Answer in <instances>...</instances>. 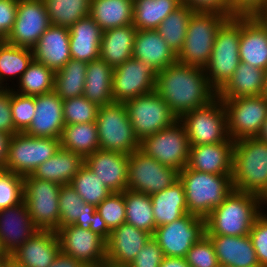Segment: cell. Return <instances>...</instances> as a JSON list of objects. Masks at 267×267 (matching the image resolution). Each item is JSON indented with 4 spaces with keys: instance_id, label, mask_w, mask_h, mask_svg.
I'll return each mask as SVG.
<instances>
[{
    "instance_id": "1",
    "label": "cell",
    "mask_w": 267,
    "mask_h": 267,
    "mask_svg": "<svg viewBox=\"0 0 267 267\" xmlns=\"http://www.w3.org/2000/svg\"><path fill=\"white\" fill-rule=\"evenodd\" d=\"M155 91L178 119L216 97L203 68L179 62L157 72Z\"/></svg>"
},
{
    "instance_id": "2",
    "label": "cell",
    "mask_w": 267,
    "mask_h": 267,
    "mask_svg": "<svg viewBox=\"0 0 267 267\" xmlns=\"http://www.w3.org/2000/svg\"><path fill=\"white\" fill-rule=\"evenodd\" d=\"M260 214L258 195L233 189L205 218V235L246 236Z\"/></svg>"
},
{
    "instance_id": "3",
    "label": "cell",
    "mask_w": 267,
    "mask_h": 267,
    "mask_svg": "<svg viewBox=\"0 0 267 267\" xmlns=\"http://www.w3.org/2000/svg\"><path fill=\"white\" fill-rule=\"evenodd\" d=\"M232 175H214L186 166L179 172L188 213L206 218L234 189Z\"/></svg>"
},
{
    "instance_id": "4",
    "label": "cell",
    "mask_w": 267,
    "mask_h": 267,
    "mask_svg": "<svg viewBox=\"0 0 267 267\" xmlns=\"http://www.w3.org/2000/svg\"><path fill=\"white\" fill-rule=\"evenodd\" d=\"M231 178L235 190L260 196L267 188V142L257 137L235 141Z\"/></svg>"
},
{
    "instance_id": "5",
    "label": "cell",
    "mask_w": 267,
    "mask_h": 267,
    "mask_svg": "<svg viewBox=\"0 0 267 267\" xmlns=\"http://www.w3.org/2000/svg\"><path fill=\"white\" fill-rule=\"evenodd\" d=\"M241 17L228 18L219 28L210 61L204 68L210 87L217 93L239 66Z\"/></svg>"
},
{
    "instance_id": "6",
    "label": "cell",
    "mask_w": 267,
    "mask_h": 267,
    "mask_svg": "<svg viewBox=\"0 0 267 267\" xmlns=\"http://www.w3.org/2000/svg\"><path fill=\"white\" fill-rule=\"evenodd\" d=\"M228 18L215 12H193L177 62L204 69L210 61L217 32Z\"/></svg>"
},
{
    "instance_id": "7",
    "label": "cell",
    "mask_w": 267,
    "mask_h": 267,
    "mask_svg": "<svg viewBox=\"0 0 267 267\" xmlns=\"http://www.w3.org/2000/svg\"><path fill=\"white\" fill-rule=\"evenodd\" d=\"M179 121L185 127L190 146L234 142L228 135L226 108L217 96L207 105L186 112Z\"/></svg>"
},
{
    "instance_id": "8",
    "label": "cell",
    "mask_w": 267,
    "mask_h": 267,
    "mask_svg": "<svg viewBox=\"0 0 267 267\" xmlns=\"http://www.w3.org/2000/svg\"><path fill=\"white\" fill-rule=\"evenodd\" d=\"M96 125L100 149L130 155L140 148L124 103L100 106Z\"/></svg>"
},
{
    "instance_id": "9",
    "label": "cell",
    "mask_w": 267,
    "mask_h": 267,
    "mask_svg": "<svg viewBox=\"0 0 267 267\" xmlns=\"http://www.w3.org/2000/svg\"><path fill=\"white\" fill-rule=\"evenodd\" d=\"M59 138L32 137L16 133L9 140L4 170L25 177L31 175L60 148Z\"/></svg>"
},
{
    "instance_id": "10",
    "label": "cell",
    "mask_w": 267,
    "mask_h": 267,
    "mask_svg": "<svg viewBox=\"0 0 267 267\" xmlns=\"http://www.w3.org/2000/svg\"><path fill=\"white\" fill-rule=\"evenodd\" d=\"M60 189L58 183L38 179L32 174L23 177V201L39 230L57 231L60 228Z\"/></svg>"
},
{
    "instance_id": "11",
    "label": "cell",
    "mask_w": 267,
    "mask_h": 267,
    "mask_svg": "<svg viewBox=\"0 0 267 267\" xmlns=\"http://www.w3.org/2000/svg\"><path fill=\"white\" fill-rule=\"evenodd\" d=\"M124 104L139 141L179 120L155 90L130 99Z\"/></svg>"
},
{
    "instance_id": "12",
    "label": "cell",
    "mask_w": 267,
    "mask_h": 267,
    "mask_svg": "<svg viewBox=\"0 0 267 267\" xmlns=\"http://www.w3.org/2000/svg\"><path fill=\"white\" fill-rule=\"evenodd\" d=\"M140 149L160 164L180 172L188 165L190 143L184 125L177 120L168 128L145 137Z\"/></svg>"
},
{
    "instance_id": "13",
    "label": "cell",
    "mask_w": 267,
    "mask_h": 267,
    "mask_svg": "<svg viewBox=\"0 0 267 267\" xmlns=\"http://www.w3.org/2000/svg\"><path fill=\"white\" fill-rule=\"evenodd\" d=\"M179 179V172L160 164L140 148L129 155L127 187L149 196L170 187Z\"/></svg>"
},
{
    "instance_id": "14",
    "label": "cell",
    "mask_w": 267,
    "mask_h": 267,
    "mask_svg": "<svg viewBox=\"0 0 267 267\" xmlns=\"http://www.w3.org/2000/svg\"><path fill=\"white\" fill-rule=\"evenodd\" d=\"M227 111L228 135L235 142L257 137L267 118V100L263 95L222 99Z\"/></svg>"
},
{
    "instance_id": "15",
    "label": "cell",
    "mask_w": 267,
    "mask_h": 267,
    "mask_svg": "<svg viewBox=\"0 0 267 267\" xmlns=\"http://www.w3.org/2000/svg\"><path fill=\"white\" fill-rule=\"evenodd\" d=\"M60 249L85 266L106 263V234L101 229L85 230L77 225H64L57 231Z\"/></svg>"
},
{
    "instance_id": "16",
    "label": "cell",
    "mask_w": 267,
    "mask_h": 267,
    "mask_svg": "<svg viewBox=\"0 0 267 267\" xmlns=\"http://www.w3.org/2000/svg\"><path fill=\"white\" fill-rule=\"evenodd\" d=\"M206 234L205 219L186 214L157 227L152 235L165 257L185 258L188 250Z\"/></svg>"
},
{
    "instance_id": "17",
    "label": "cell",
    "mask_w": 267,
    "mask_h": 267,
    "mask_svg": "<svg viewBox=\"0 0 267 267\" xmlns=\"http://www.w3.org/2000/svg\"><path fill=\"white\" fill-rule=\"evenodd\" d=\"M157 71L149 64L132 57L113 70L114 102L125 103L155 90Z\"/></svg>"
},
{
    "instance_id": "18",
    "label": "cell",
    "mask_w": 267,
    "mask_h": 267,
    "mask_svg": "<svg viewBox=\"0 0 267 267\" xmlns=\"http://www.w3.org/2000/svg\"><path fill=\"white\" fill-rule=\"evenodd\" d=\"M50 25L43 0H18L16 19L5 41L32 49Z\"/></svg>"
},
{
    "instance_id": "19",
    "label": "cell",
    "mask_w": 267,
    "mask_h": 267,
    "mask_svg": "<svg viewBox=\"0 0 267 267\" xmlns=\"http://www.w3.org/2000/svg\"><path fill=\"white\" fill-rule=\"evenodd\" d=\"M38 230L24 201L0 209V246L7 258Z\"/></svg>"
},
{
    "instance_id": "20",
    "label": "cell",
    "mask_w": 267,
    "mask_h": 267,
    "mask_svg": "<svg viewBox=\"0 0 267 267\" xmlns=\"http://www.w3.org/2000/svg\"><path fill=\"white\" fill-rule=\"evenodd\" d=\"M152 237L145 230L123 223L106 235V263L128 266Z\"/></svg>"
},
{
    "instance_id": "21",
    "label": "cell",
    "mask_w": 267,
    "mask_h": 267,
    "mask_svg": "<svg viewBox=\"0 0 267 267\" xmlns=\"http://www.w3.org/2000/svg\"><path fill=\"white\" fill-rule=\"evenodd\" d=\"M84 164L111 192H124L128 189V154L98 149L84 158Z\"/></svg>"
},
{
    "instance_id": "22",
    "label": "cell",
    "mask_w": 267,
    "mask_h": 267,
    "mask_svg": "<svg viewBox=\"0 0 267 267\" xmlns=\"http://www.w3.org/2000/svg\"><path fill=\"white\" fill-rule=\"evenodd\" d=\"M60 250L56 231L38 230L9 259L20 267H49Z\"/></svg>"
},
{
    "instance_id": "23",
    "label": "cell",
    "mask_w": 267,
    "mask_h": 267,
    "mask_svg": "<svg viewBox=\"0 0 267 267\" xmlns=\"http://www.w3.org/2000/svg\"><path fill=\"white\" fill-rule=\"evenodd\" d=\"M35 115L24 132L32 137L60 138L65 126L63 100L54 92L35 96Z\"/></svg>"
},
{
    "instance_id": "24",
    "label": "cell",
    "mask_w": 267,
    "mask_h": 267,
    "mask_svg": "<svg viewBox=\"0 0 267 267\" xmlns=\"http://www.w3.org/2000/svg\"><path fill=\"white\" fill-rule=\"evenodd\" d=\"M32 51L35 61L54 72L60 70L71 59L69 28L51 24Z\"/></svg>"
},
{
    "instance_id": "25",
    "label": "cell",
    "mask_w": 267,
    "mask_h": 267,
    "mask_svg": "<svg viewBox=\"0 0 267 267\" xmlns=\"http://www.w3.org/2000/svg\"><path fill=\"white\" fill-rule=\"evenodd\" d=\"M234 142L190 146L188 167L214 175H232Z\"/></svg>"
},
{
    "instance_id": "26",
    "label": "cell",
    "mask_w": 267,
    "mask_h": 267,
    "mask_svg": "<svg viewBox=\"0 0 267 267\" xmlns=\"http://www.w3.org/2000/svg\"><path fill=\"white\" fill-rule=\"evenodd\" d=\"M240 62L266 71L267 28L256 17H241Z\"/></svg>"
},
{
    "instance_id": "27",
    "label": "cell",
    "mask_w": 267,
    "mask_h": 267,
    "mask_svg": "<svg viewBox=\"0 0 267 267\" xmlns=\"http://www.w3.org/2000/svg\"><path fill=\"white\" fill-rule=\"evenodd\" d=\"M212 242L219 265L261 267L249 234L246 236L206 235Z\"/></svg>"
},
{
    "instance_id": "28",
    "label": "cell",
    "mask_w": 267,
    "mask_h": 267,
    "mask_svg": "<svg viewBox=\"0 0 267 267\" xmlns=\"http://www.w3.org/2000/svg\"><path fill=\"white\" fill-rule=\"evenodd\" d=\"M58 203L60 227L73 224L85 230L100 229L96 207L85 203L71 184L61 185Z\"/></svg>"
},
{
    "instance_id": "29",
    "label": "cell",
    "mask_w": 267,
    "mask_h": 267,
    "mask_svg": "<svg viewBox=\"0 0 267 267\" xmlns=\"http://www.w3.org/2000/svg\"><path fill=\"white\" fill-rule=\"evenodd\" d=\"M133 57L151 65L157 72L177 62V55L156 29L137 30Z\"/></svg>"
},
{
    "instance_id": "30",
    "label": "cell",
    "mask_w": 267,
    "mask_h": 267,
    "mask_svg": "<svg viewBox=\"0 0 267 267\" xmlns=\"http://www.w3.org/2000/svg\"><path fill=\"white\" fill-rule=\"evenodd\" d=\"M102 29L90 17L79 19L69 28L71 59L89 63L100 58Z\"/></svg>"
},
{
    "instance_id": "31",
    "label": "cell",
    "mask_w": 267,
    "mask_h": 267,
    "mask_svg": "<svg viewBox=\"0 0 267 267\" xmlns=\"http://www.w3.org/2000/svg\"><path fill=\"white\" fill-rule=\"evenodd\" d=\"M136 32L133 24L104 31L100 43V58L113 69L131 59Z\"/></svg>"
},
{
    "instance_id": "32",
    "label": "cell",
    "mask_w": 267,
    "mask_h": 267,
    "mask_svg": "<svg viewBox=\"0 0 267 267\" xmlns=\"http://www.w3.org/2000/svg\"><path fill=\"white\" fill-rule=\"evenodd\" d=\"M156 228L188 214L183 183L178 179L170 187L150 196Z\"/></svg>"
},
{
    "instance_id": "33",
    "label": "cell",
    "mask_w": 267,
    "mask_h": 267,
    "mask_svg": "<svg viewBox=\"0 0 267 267\" xmlns=\"http://www.w3.org/2000/svg\"><path fill=\"white\" fill-rule=\"evenodd\" d=\"M265 71L239 63L228 82L216 93L220 99L260 96L264 90Z\"/></svg>"
},
{
    "instance_id": "34",
    "label": "cell",
    "mask_w": 267,
    "mask_h": 267,
    "mask_svg": "<svg viewBox=\"0 0 267 267\" xmlns=\"http://www.w3.org/2000/svg\"><path fill=\"white\" fill-rule=\"evenodd\" d=\"M83 165V156L60 147L51 158L40 164L32 175L38 179L65 185L72 182Z\"/></svg>"
},
{
    "instance_id": "35",
    "label": "cell",
    "mask_w": 267,
    "mask_h": 267,
    "mask_svg": "<svg viewBox=\"0 0 267 267\" xmlns=\"http://www.w3.org/2000/svg\"><path fill=\"white\" fill-rule=\"evenodd\" d=\"M113 68L101 58L87 64L84 97L98 107L113 103Z\"/></svg>"
},
{
    "instance_id": "36",
    "label": "cell",
    "mask_w": 267,
    "mask_h": 267,
    "mask_svg": "<svg viewBox=\"0 0 267 267\" xmlns=\"http://www.w3.org/2000/svg\"><path fill=\"white\" fill-rule=\"evenodd\" d=\"M134 0H91L89 16L106 31L133 23Z\"/></svg>"
},
{
    "instance_id": "37",
    "label": "cell",
    "mask_w": 267,
    "mask_h": 267,
    "mask_svg": "<svg viewBox=\"0 0 267 267\" xmlns=\"http://www.w3.org/2000/svg\"><path fill=\"white\" fill-rule=\"evenodd\" d=\"M59 139L61 148L84 158L100 149L96 122L65 125Z\"/></svg>"
},
{
    "instance_id": "38",
    "label": "cell",
    "mask_w": 267,
    "mask_h": 267,
    "mask_svg": "<svg viewBox=\"0 0 267 267\" xmlns=\"http://www.w3.org/2000/svg\"><path fill=\"white\" fill-rule=\"evenodd\" d=\"M34 60L30 48L12 45L0 40V83L4 88H12L7 83L10 79L18 81ZM16 77V78H15ZM9 79V80H7ZM6 82V83H5Z\"/></svg>"
},
{
    "instance_id": "39",
    "label": "cell",
    "mask_w": 267,
    "mask_h": 267,
    "mask_svg": "<svg viewBox=\"0 0 267 267\" xmlns=\"http://www.w3.org/2000/svg\"><path fill=\"white\" fill-rule=\"evenodd\" d=\"M181 4V0H134L132 24L137 30H155Z\"/></svg>"
},
{
    "instance_id": "40",
    "label": "cell",
    "mask_w": 267,
    "mask_h": 267,
    "mask_svg": "<svg viewBox=\"0 0 267 267\" xmlns=\"http://www.w3.org/2000/svg\"><path fill=\"white\" fill-rule=\"evenodd\" d=\"M86 62L70 59L54 75V92L62 99L84 95Z\"/></svg>"
},
{
    "instance_id": "41",
    "label": "cell",
    "mask_w": 267,
    "mask_h": 267,
    "mask_svg": "<svg viewBox=\"0 0 267 267\" xmlns=\"http://www.w3.org/2000/svg\"><path fill=\"white\" fill-rule=\"evenodd\" d=\"M125 223L154 234L156 229L152 202L148 194L130 189L124 191Z\"/></svg>"
},
{
    "instance_id": "42",
    "label": "cell",
    "mask_w": 267,
    "mask_h": 267,
    "mask_svg": "<svg viewBox=\"0 0 267 267\" xmlns=\"http://www.w3.org/2000/svg\"><path fill=\"white\" fill-rule=\"evenodd\" d=\"M192 13L193 11L188 6L181 4L156 29L176 55L180 52L185 42L187 27Z\"/></svg>"
},
{
    "instance_id": "43",
    "label": "cell",
    "mask_w": 267,
    "mask_h": 267,
    "mask_svg": "<svg viewBox=\"0 0 267 267\" xmlns=\"http://www.w3.org/2000/svg\"><path fill=\"white\" fill-rule=\"evenodd\" d=\"M52 25L70 28L89 16L91 0H43Z\"/></svg>"
},
{
    "instance_id": "44",
    "label": "cell",
    "mask_w": 267,
    "mask_h": 267,
    "mask_svg": "<svg viewBox=\"0 0 267 267\" xmlns=\"http://www.w3.org/2000/svg\"><path fill=\"white\" fill-rule=\"evenodd\" d=\"M54 75L55 72L52 69L33 60L17 81L18 89L12 87V90L29 96L52 92L54 91Z\"/></svg>"
},
{
    "instance_id": "45",
    "label": "cell",
    "mask_w": 267,
    "mask_h": 267,
    "mask_svg": "<svg viewBox=\"0 0 267 267\" xmlns=\"http://www.w3.org/2000/svg\"><path fill=\"white\" fill-rule=\"evenodd\" d=\"M71 186L87 204L97 207L111 191L87 165H83L73 177Z\"/></svg>"
},
{
    "instance_id": "46",
    "label": "cell",
    "mask_w": 267,
    "mask_h": 267,
    "mask_svg": "<svg viewBox=\"0 0 267 267\" xmlns=\"http://www.w3.org/2000/svg\"><path fill=\"white\" fill-rule=\"evenodd\" d=\"M100 229L107 235L126 220L124 192H111L97 207Z\"/></svg>"
},
{
    "instance_id": "47",
    "label": "cell",
    "mask_w": 267,
    "mask_h": 267,
    "mask_svg": "<svg viewBox=\"0 0 267 267\" xmlns=\"http://www.w3.org/2000/svg\"><path fill=\"white\" fill-rule=\"evenodd\" d=\"M98 106L84 96L63 100L65 125L96 122Z\"/></svg>"
},
{
    "instance_id": "48",
    "label": "cell",
    "mask_w": 267,
    "mask_h": 267,
    "mask_svg": "<svg viewBox=\"0 0 267 267\" xmlns=\"http://www.w3.org/2000/svg\"><path fill=\"white\" fill-rule=\"evenodd\" d=\"M10 106L15 130L24 133L35 115V96L23 95L11 88Z\"/></svg>"
},
{
    "instance_id": "49",
    "label": "cell",
    "mask_w": 267,
    "mask_h": 267,
    "mask_svg": "<svg viewBox=\"0 0 267 267\" xmlns=\"http://www.w3.org/2000/svg\"><path fill=\"white\" fill-rule=\"evenodd\" d=\"M23 177L5 170L0 171V209L18 205L23 201Z\"/></svg>"
},
{
    "instance_id": "50",
    "label": "cell",
    "mask_w": 267,
    "mask_h": 267,
    "mask_svg": "<svg viewBox=\"0 0 267 267\" xmlns=\"http://www.w3.org/2000/svg\"><path fill=\"white\" fill-rule=\"evenodd\" d=\"M185 260L190 267H219L213 244L206 235L188 250Z\"/></svg>"
},
{
    "instance_id": "51",
    "label": "cell",
    "mask_w": 267,
    "mask_h": 267,
    "mask_svg": "<svg viewBox=\"0 0 267 267\" xmlns=\"http://www.w3.org/2000/svg\"><path fill=\"white\" fill-rule=\"evenodd\" d=\"M256 257L261 267H267V212L260 214L249 232Z\"/></svg>"
},
{
    "instance_id": "52",
    "label": "cell",
    "mask_w": 267,
    "mask_h": 267,
    "mask_svg": "<svg viewBox=\"0 0 267 267\" xmlns=\"http://www.w3.org/2000/svg\"><path fill=\"white\" fill-rule=\"evenodd\" d=\"M163 257L162 249L151 237L128 267H159Z\"/></svg>"
},
{
    "instance_id": "53",
    "label": "cell",
    "mask_w": 267,
    "mask_h": 267,
    "mask_svg": "<svg viewBox=\"0 0 267 267\" xmlns=\"http://www.w3.org/2000/svg\"><path fill=\"white\" fill-rule=\"evenodd\" d=\"M193 12H215L232 17L230 0H181Z\"/></svg>"
},
{
    "instance_id": "54",
    "label": "cell",
    "mask_w": 267,
    "mask_h": 267,
    "mask_svg": "<svg viewBox=\"0 0 267 267\" xmlns=\"http://www.w3.org/2000/svg\"><path fill=\"white\" fill-rule=\"evenodd\" d=\"M18 0H0V40H5L16 19Z\"/></svg>"
},
{
    "instance_id": "55",
    "label": "cell",
    "mask_w": 267,
    "mask_h": 267,
    "mask_svg": "<svg viewBox=\"0 0 267 267\" xmlns=\"http://www.w3.org/2000/svg\"><path fill=\"white\" fill-rule=\"evenodd\" d=\"M11 88L0 91V131L11 136L18 133L15 130L11 114Z\"/></svg>"
},
{
    "instance_id": "56",
    "label": "cell",
    "mask_w": 267,
    "mask_h": 267,
    "mask_svg": "<svg viewBox=\"0 0 267 267\" xmlns=\"http://www.w3.org/2000/svg\"><path fill=\"white\" fill-rule=\"evenodd\" d=\"M232 17L257 16L266 6L267 0H230Z\"/></svg>"
},
{
    "instance_id": "57",
    "label": "cell",
    "mask_w": 267,
    "mask_h": 267,
    "mask_svg": "<svg viewBox=\"0 0 267 267\" xmlns=\"http://www.w3.org/2000/svg\"><path fill=\"white\" fill-rule=\"evenodd\" d=\"M49 267H86L81 261L76 260L60 250L53 263Z\"/></svg>"
},
{
    "instance_id": "58",
    "label": "cell",
    "mask_w": 267,
    "mask_h": 267,
    "mask_svg": "<svg viewBox=\"0 0 267 267\" xmlns=\"http://www.w3.org/2000/svg\"><path fill=\"white\" fill-rule=\"evenodd\" d=\"M10 138V134L0 131V171L4 170Z\"/></svg>"
},
{
    "instance_id": "59",
    "label": "cell",
    "mask_w": 267,
    "mask_h": 267,
    "mask_svg": "<svg viewBox=\"0 0 267 267\" xmlns=\"http://www.w3.org/2000/svg\"><path fill=\"white\" fill-rule=\"evenodd\" d=\"M159 267H190L185 258L179 257H163Z\"/></svg>"
},
{
    "instance_id": "60",
    "label": "cell",
    "mask_w": 267,
    "mask_h": 267,
    "mask_svg": "<svg viewBox=\"0 0 267 267\" xmlns=\"http://www.w3.org/2000/svg\"><path fill=\"white\" fill-rule=\"evenodd\" d=\"M260 213L264 214V206L267 205V188L259 196ZM264 210V211H263Z\"/></svg>"
},
{
    "instance_id": "61",
    "label": "cell",
    "mask_w": 267,
    "mask_h": 267,
    "mask_svg": "<svg viewBox=\"0 0 267 267\" xmlns=\"http://www.w3.org/2000/svg\"><path fill=\"white\" fill-rule=\"evenodd\" d=\"M257 138L263 142H267V118L263 123L261 131L258 134Z\"/></svg>"
},
{
    "instance_id": "62",
    "label": "cell",
    "mask_w": 267,
    "mask_h": 267,
    "mask_svg": "<svg viewBox=\"0 0 267 267\" xmlns=\"http://www.w3.org/2000/svg\"><path fill=\"white\" fill-rule=\"evenodd\" d=\"M256 17L267 28V6Z\"/></svg>"
},
{
    "instance_id": "63",
    "label": "cell",
    "mask_w": 267,
    "mask_h": 267,
    "mask_svg": "<svg viewBox=\"0 0 267 267\" xmlns=\"http://www.w3.org/2000/svg\"><path fill=\"white\" fill-rule=\"evenodd\" d=\"M262 95L266 98L267 100V69L265 71V83H264V90Z\"/></svg>"
},
{
    "instance_id": "64",
    "label": "cell",
    "mask_w": 267,
    "mask_h": 267,
    "mask_svg": "<svg viewBox=\"0 0 267 267\" xmlns=\"http://www.w3.org/2000/svg\"><path fill=\"white\" fill-rule=\"evenodd\" d=\"M5 267H20V266L16 265L12 260L7 258L5 260Z\"/></svg>"
},
{
    "instance_id": "65",
    "label": "cell",
    "mask_w": 267,
    "mask_h": 267,
    "mask_svg": "<svg viewBox=\"0 0 267 267\" xmlns=\"http://www.w3.org/2000/svg\"><path fill=\"white\" fill-rule=\"evenodd\" d=\"M6 259H7V256L4 254L0 246V262L5 261Z\"/></svg>"
},
{
    "instance_id": "66",
    "label": "cell",
    "mask_w": 267,
    "mask_h": 267,
    "mask_svg": "<svg viewBox=\"0 0 267 267\" xmlns=\"http://www.w3.org/2000/svg\"><path fill=\"white\" fill-rule=\"evenodd\" d=\"M86 267H109V263H104V264L98 265V266H86Z\"/></svg>"
},
{
    "instance_id": "67",
    "label": "cell",
    "mask_w": 267,
    "mask_h": 267,
    "mask_svg": "<svg viewBox=\"0 0 267 267\" xmlns=\"http://www.w3.org/2000/svg\"><path fill=\"white\" fill-rule=\"evenodd\" d=\"M0 267H5V261L0 262Z\"/></svg>"
},
{
    "instance_id": "68",
    "label": "cell",
    "mask_w": 267,
    "mask_h": 267,
    "mask_svg": "<svg viewBox=\"0 0 267 267\" xmlns=\"http://www.w3.org/2000/svg\"><path fill=\"white\" fill-rule=\"evenodd\" d=\"M109 267H128V266H115V265L109 264Z\"/></svg>"
},
{
    "instance_id": "69",
    "label": "cell",
    "mask_w": 267,
    "mask_h": 267,
    "mask_svg": "<svg viewBox=\"0 0 267 267\" xmlns=\"http://www.w3.org/2000/svg\"><path fill=\"white\" fill-rule=\"evenodd\" d=\"M3 89H5V88L0 83V91L3 90Z\"/></svg>"
}]
</instances>
